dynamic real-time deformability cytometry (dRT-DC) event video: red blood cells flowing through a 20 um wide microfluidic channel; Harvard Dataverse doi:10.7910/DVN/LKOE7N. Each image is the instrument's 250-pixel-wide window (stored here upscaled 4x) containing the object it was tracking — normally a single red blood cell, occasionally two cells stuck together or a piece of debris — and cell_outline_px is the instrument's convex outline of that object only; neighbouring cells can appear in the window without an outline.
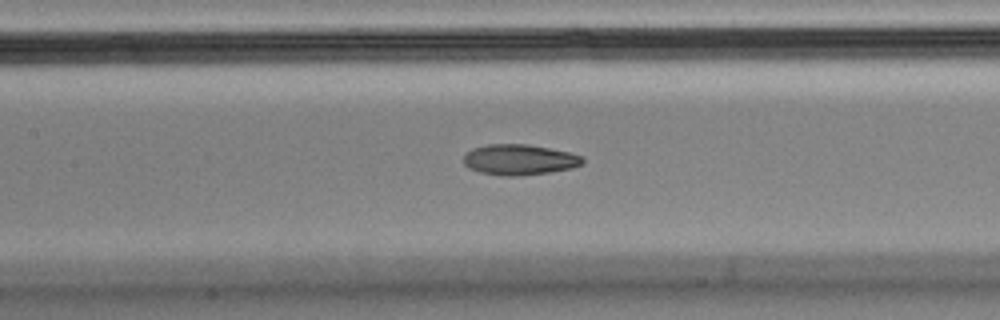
{"species": "Egyptian fruit bat (a non-hibernating species)", "species_latin": "Rousettus aegyptiacus", "temperature_condition": "cold", "stored_images_in_passage": 54, "camera_frame_rate_fps": 3000, "um_per_image_px": 0.085, "animal": {"sex": "male"}, "frame": {"image": 1, "passage_image": 24, "time_ms": 7.667, "image_size_px": [1000, 320], "cell_outline_px": [[584, 164], [572, 168], [548, 172], [516, 176], [500, 176], [480, 172], [468, 168], [464, 164], [464, 156], [472, 148], [488, 144], [528, 144], [568, 152], [580, 156], [584, 160]], "centroid_in_image_um": [44.12, 13.57], "position_along_channel_um": 163.3, "area_um2": 21.15}}
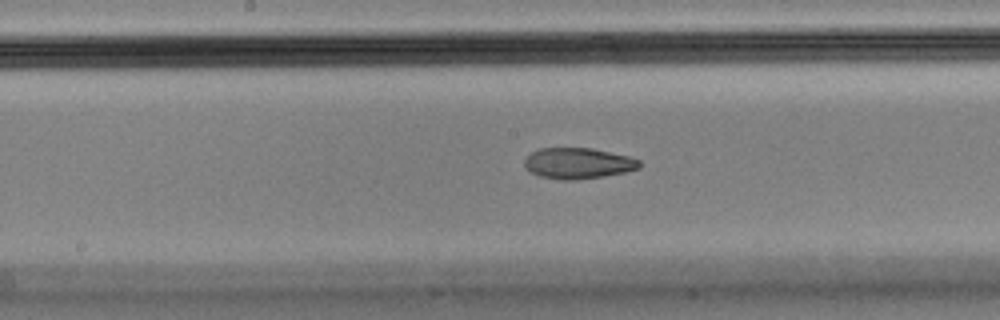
{"frame": {"image": 2, "passage_image": 27, "time_ms": 8.667, "image_size_px": [1000, 320], "cell_outline_px": [[640, 168], [624, 172], [604, 176], [576, 180], [560, 180], [540, 176], [532, 172], [524, 164], [524, 160], [532, 152], [540, 148], [592, 148], [628, 156], [640, 160]], "centroid_in_image_um": [49.15, 13.88], "position_along_channel_um": 199.1, "area_um2": 20.58}}
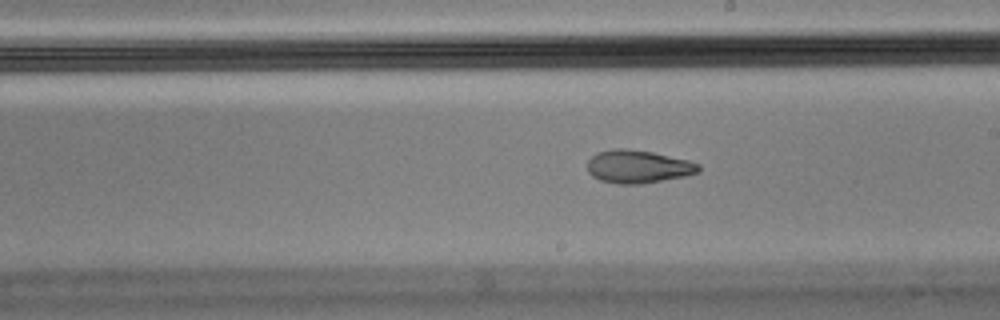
{"frame": {"image": 3, "passage_image": 30, "time_ms": 9.667, "image_size_px": [1000, 320], "cell_outline_px": [[700, 172], [684, 176], [640, 184], [616, 184], [600, 180], [592, 176], [588, 172], [588, 160], [596, 152], [612, 148], [624, 148], [652, 152], [688, 160], [700, 164]], "centroid_in_image_um": [54.21, 14.16], "position_along_channel_um": 234.8, "area_um2": 21.44}, "authors_computed_cell_mechanics": {"area_um2": 21.1837, "velocity_mm_per_s": 3.5867, "shape_relaxation_time_tau1_ms": null, "shape_relaxation_time_tau2_ms": 3.5767, "deformation_change_tau1": null, "deformation_change_tau2": 0.0955}}